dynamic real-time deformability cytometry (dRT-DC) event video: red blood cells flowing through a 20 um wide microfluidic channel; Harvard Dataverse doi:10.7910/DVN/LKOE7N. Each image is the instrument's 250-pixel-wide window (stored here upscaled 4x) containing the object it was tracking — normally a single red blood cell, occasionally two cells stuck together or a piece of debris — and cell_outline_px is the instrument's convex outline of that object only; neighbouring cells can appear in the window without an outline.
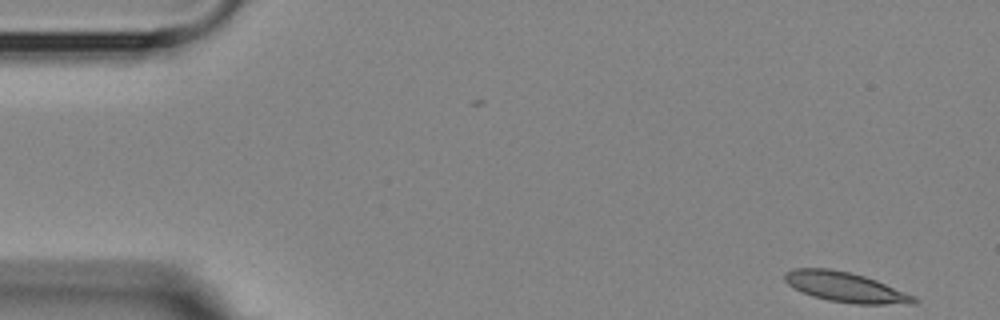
{"species": "Egyptian fruit bat (a non-hibernating species)", "species_latin": "Rousettus aegyptiacus", "temperature_condition": "room temperature", "stored_images_in_passage": 5, "camera_frame_rate_fps": 3000, "um_per_image_px": 0.085, "animal": {"sex": "female"}, "frame": {"image": 1, "passage_image": 1, "time_ms": 0.0, "image_size_px": [1000, 320], "cell_outline_px": [[920, 300], [916, 304], [856, 304], [828, 300], [812, 296], [800, 292], [788, 284], [784, 280], [784, 272], [792, 268], [828, 268], [848, 272], [864, 276], [876, 280], [916, 296]], "centroid_in_image_um": [71.87, 24.41], "position_along_channel_um": 13.1, "area_um2": 22.72}}